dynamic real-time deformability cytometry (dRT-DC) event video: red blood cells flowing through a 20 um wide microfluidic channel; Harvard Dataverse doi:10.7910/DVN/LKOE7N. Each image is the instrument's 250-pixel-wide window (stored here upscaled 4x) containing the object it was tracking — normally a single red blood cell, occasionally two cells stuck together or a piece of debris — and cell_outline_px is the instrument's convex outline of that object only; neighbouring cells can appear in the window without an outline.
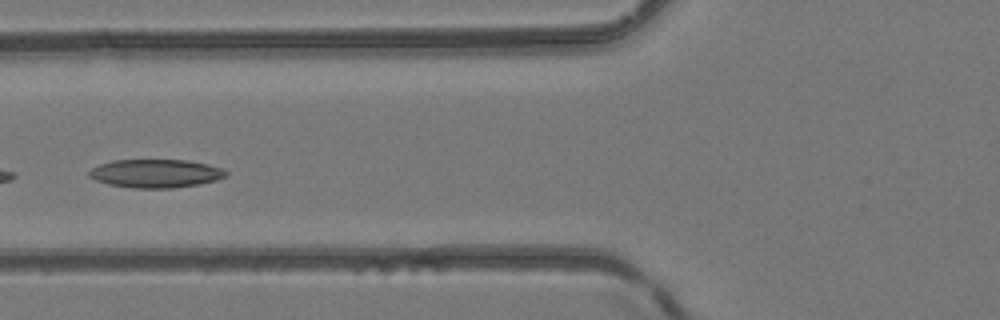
{"species": "common noctule bat (a hibernating species)", "species_latin": "Nyctalus noctula", "temperature_condition": "room temperature", "stored_images_in_passage": 5, "camera_frame_rate_fps": 3000, "um_per_image_px": 0.085, "animal": {"sex": "female", "body_mass_g": 24.6, "forearm_length_mm": 56.2}, "frame": {"image": 1, "passage_image": 5, "time_ms": 5.333, "image_size_px": [1000, 320], "cell_outline_px": [[228, 176], [216, 180], [200, 184], [172, 188], [132, 188], [108, 184], [96, 180], [88, 176], [88, 172], [92, 168], [100, 164], [112, 160], [188, 160], [208, 164], [220, 168], [228, 172]], "centroid_in_image_um": [13.24, 14.74], "position_along_channel_um": 112.6, "area_um2": 22.72}}